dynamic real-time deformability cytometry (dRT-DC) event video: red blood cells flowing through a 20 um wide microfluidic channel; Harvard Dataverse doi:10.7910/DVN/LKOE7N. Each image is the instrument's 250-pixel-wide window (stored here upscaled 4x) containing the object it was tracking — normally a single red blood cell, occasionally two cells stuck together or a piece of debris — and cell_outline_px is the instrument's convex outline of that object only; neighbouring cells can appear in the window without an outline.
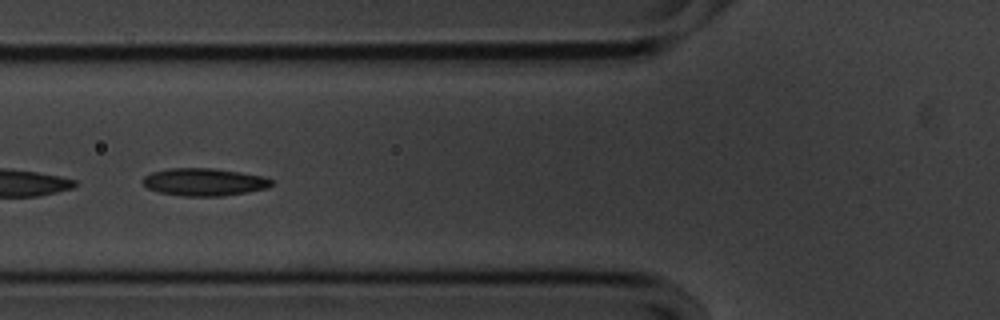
{"species": "common noctule bat (a hibernating species)", "species_latin": "Nyctalus noctula", "temperature_condition": "cold", "stored_images_in_passage": 41, "camera_frame_rate_fps": 3000, "um_per_image_px": 0.085, "animal": {"sex": "male", "body_mass_g": 20.1, "forearm_length_mm": 53.5}, "frame": {"image": 1, "passage_image": 7, "time_ms": 2.0, "image_size_px": [1000, 320], "cell_outline_px": [[272, 184], [268, 188], [248, 192], [220, 196], [184, 196], [160, 192], [148, 188], [144, 184], [144, 176], [152, 172], [172, 168], [216, 168], [264, 176], [272, 180]], "centroid_in_image_um": [17.39, 15.46], "position_along_channel_um": 108.4, "area_um2": 20.58}}
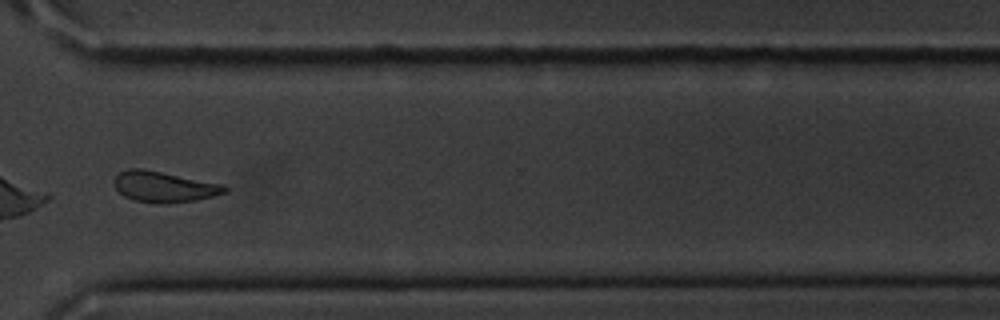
{"frame": {"image": 2, "passage_image": 28, "time_ms": 9.0, "image_size_px": [1000, 320], "cell_outline_px": [[228, 192], [196, 200], [168, 204], [156, 204], [132, 200], [124, 196], [116, 188], [116, 176], [120, 172], [128, 168], [140, 168], [220, 184], [228, 188]], "centroid_in_image_um": [13.92, 15.9], "position_along_channel_um": 356.7, "area_um2": 19.54}}
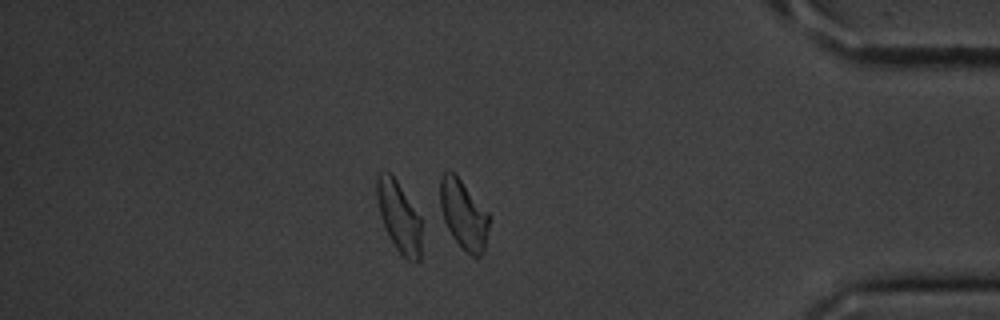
{"frame": {"image": 3, "passage_image": 34, "time_ms": 11.0, "image_size_px": [1000, 320], "cell_outline_px": [[488, 228], [484, 252], [480, 256], [472, 256], [452, 236], [444, 220], [440, 208], [440, 176], [444, 172], [452, 172], [460, 180], [488, 212]], "centroid_in_image_um": [39.39, 18.23], "position_along_channel_um": 395.8, "area_um2": 19.19}, "authors_computed_cell_mechanics": {"area_um2": 20.4034, "velocity_mm_per_s": 3.5409, "shape_relaxation_time_tau1_ms": 4.8981, "shape_relaxation_time_tau2_ms": 7.0971, "deformation_change_tau1": 0.0976, "deformation_change_tau2": 0.1517}}